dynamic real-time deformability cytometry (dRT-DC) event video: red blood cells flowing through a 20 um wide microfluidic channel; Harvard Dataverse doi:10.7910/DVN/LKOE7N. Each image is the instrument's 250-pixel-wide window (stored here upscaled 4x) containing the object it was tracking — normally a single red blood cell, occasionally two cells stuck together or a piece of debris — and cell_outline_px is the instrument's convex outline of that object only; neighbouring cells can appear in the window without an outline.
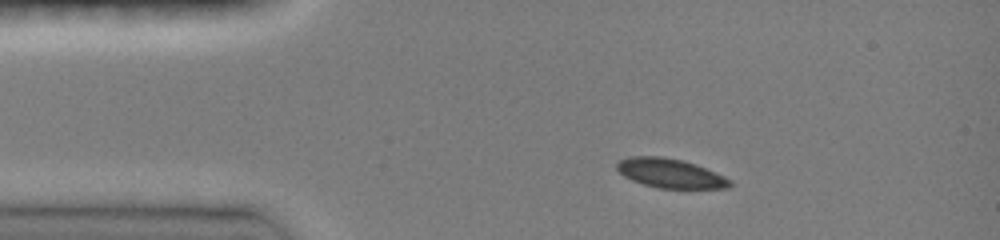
{"species": "common noctule bat (a hibernating species)", "species_latin": "Nyctalus noctula", "temperature_condition": "room temperature", "stored_images_in_passage": 37, "camera_frame_rate_fps": 3000, "um_per_image_px": 0.085, "animal": {"sex": "female", "body_mass_g": 19.0, "forearm_length_mm": 51.5}, "frame": {"image": 1, "passage_image": 1, "time_ms": 0.0, "image_size_px": [1000, 240], "cell_outline_px": [[732, 184], [728, 188], [660, 188], [644, 184], [632, 180], [624, 176], [616, 168], [616, 164], [620, 160], [628, 156], [660, 156], [680, 160], [696, 164], [724, 176], [732, 180]], "centroid_in_image_um": [56.97, 14.72], "position_along_channel_um": 28.0, "area_um2": 19.13}}
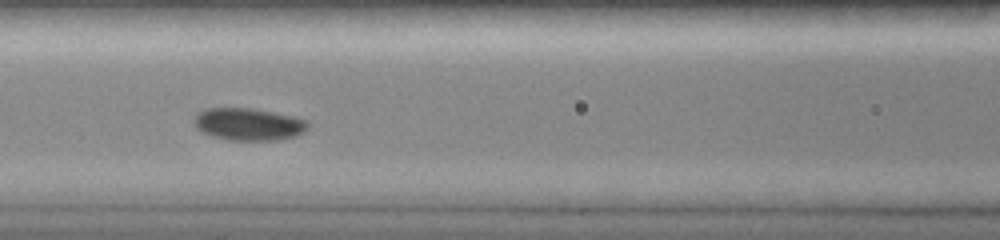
{"frame": {"image": 2, "passage_image": 13, "time_ms": 4.0, "image_size_px": [1000, 240], "cell_outline_px": [[308, 128], [304, 132], [296, 136], [276, 140], [228, 140], [212, 136], [196, 128], [192, 120], [196, 112], [204, 108], [252, 108], [292, 116], [308, 120]], "centroid_in_image_um": [21.09, 10.55], "position_along_channel_um": 145.5, "area_um2": 21.62}}
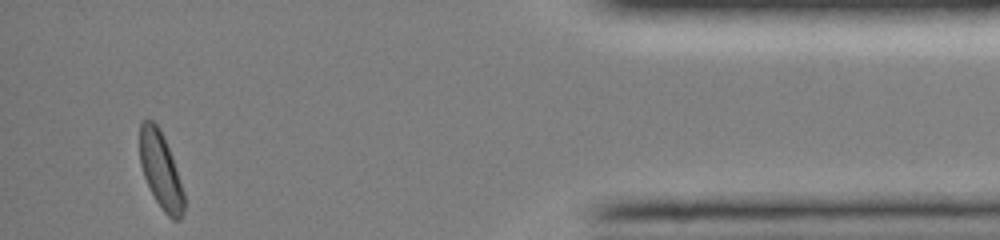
{"frame": {"image": 3, "passage_image": 37, "time_ms": 12.0, "image_size_px": [1000, 240], "cell_outline_px": [[184, 212], [180, 220], [172, 220], [164, 212], [156, 200], [144, 176], [140, 164], [140, 124], [144, 120], [152, 120], [160, 128], [164, 136], [172, 156], [184, 192]], "centroid_in_image_um": [13.67, 14.48], "position_along_channel_um": 421.5, "area_um2": 19.59}, "authors_computed_cell_mechanics": {"area_um2": 20.2878, "velocity_mm_per_s": 4.039, "shape_relaxation_time_tau1_ms": 3.6711, "shape_relaxation_time_tau2_ms": null, "deformation_change_tau1": 0.0648, "deformation_change_tau2": null}}